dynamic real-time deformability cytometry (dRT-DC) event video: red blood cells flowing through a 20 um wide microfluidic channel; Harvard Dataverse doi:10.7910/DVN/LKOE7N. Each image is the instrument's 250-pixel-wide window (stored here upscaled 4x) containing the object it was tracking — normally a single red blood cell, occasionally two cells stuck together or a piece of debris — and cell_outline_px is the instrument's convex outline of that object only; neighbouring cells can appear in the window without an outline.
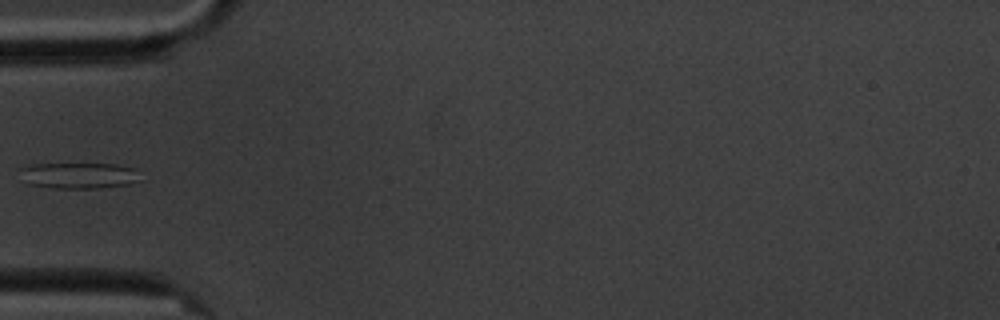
{"species": "common noctule bat (a hibernating species)", "species_latin": "Nyctalus noctula", "temperature_condition": "cold", "stored_images_in_passage": 5, "camera_frame_rate_fps": 3000, "um_per_image_px": 0.085, "animal": {"sex": "male", "body_mass_g": 20.1, "forearm_length_mm": 53.5}, "frame": {"image": 1, "passage_image": 1, "time_ms": 0.0, "image_size_px": [1000, 320], "cell_outline_px": [[148, 180], [132, 184], [96, 188], [52, 188], [28, 184], [20, 180], [20, 168], [32, 164], [116, 164], [136, 168]], "centroid_in_image_um": [6.81, 14.92], "position_along_channel_um": 78.2, "area_um2": 18.96}}
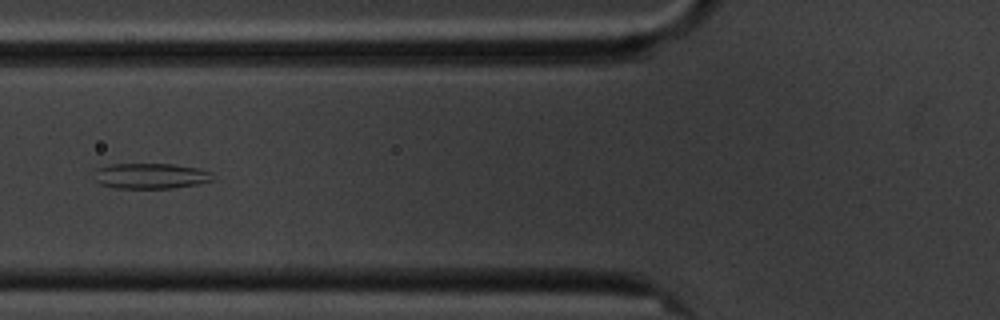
{"frame": {"image": 2, "passage_image": 2, "time_ms": 1.0, "image_size_px": [1000, 320], "cell_outline_px": [[212, 180], [196, 184], [172, 188], [116, 188], [100, 184], [92, 180], [92, 172], [96, 168], [108, 164], [172, 164], [200, 168], [212, 172]], "centroid_in_image_um": [12.71, 14.95], "position_along_channel_um": 113.1, "area_um2": 17.92}}
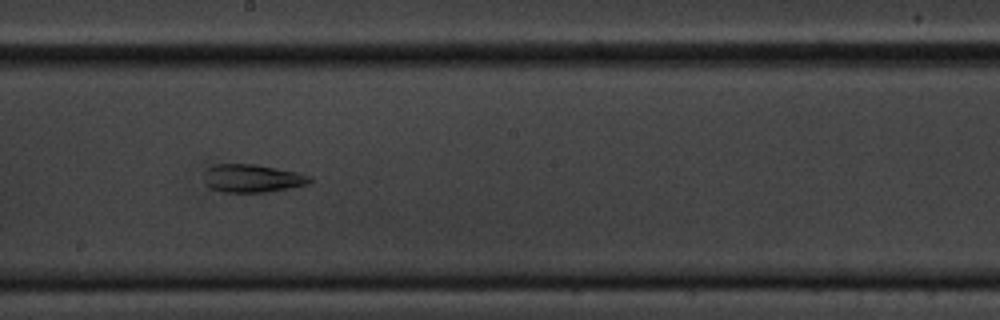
{"frame": {"image": 3, "passage_image": 5, "time_ms": 4.333, "image_size_px": [1000, 320], "cell_outline_px": [[312, 180], [308, 184], [292, 188], [268, 192], [224, 192], [208, 188], [204, 184], [204, 172], [212, 164], [256, 164], [296, 172], [312, 176]], "centroid_in_image_um": [21.42, 15.16], "position_along_channel_um": 226.8, "area_um2": 17.57}}